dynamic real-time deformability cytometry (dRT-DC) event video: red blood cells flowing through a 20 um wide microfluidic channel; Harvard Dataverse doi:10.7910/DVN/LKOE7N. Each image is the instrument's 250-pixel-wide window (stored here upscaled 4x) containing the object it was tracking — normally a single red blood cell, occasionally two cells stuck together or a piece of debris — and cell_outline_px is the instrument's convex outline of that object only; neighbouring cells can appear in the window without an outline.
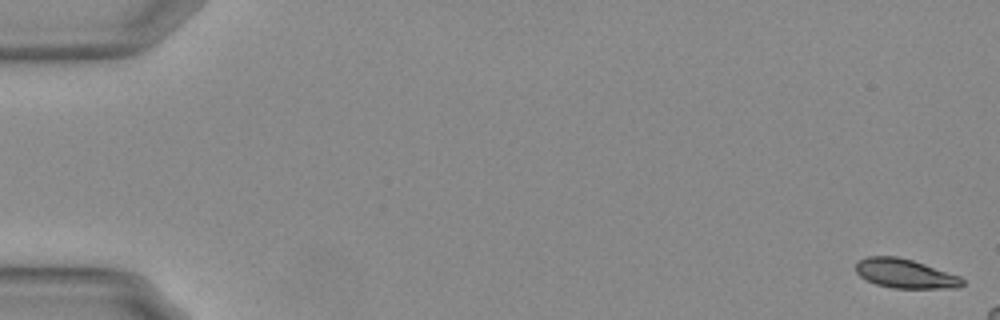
{"species": "Egyptian fruit bat (a non-hibernating species)", "species_latin": "Rousettus aegyptiacus", "temperature_condition": "warm", "stored_images_in_passage": 13, "camera_frame_rate_fps": 3000, "um_per_image_px": 0.085, "animal": {"sex": "female"}, "frame": {"image": 1, "passage_image": 1, "time_ms": 0.0, "image_size_px": [1000, 320], "cell_outline_px": [[964, 284], [960, 288], [892, 288], [876, 284], [860, 276], [856, 272], [856, 264], [860, 260], [868, 256], [896, 256], [912, 260], [960, 276], [964, 280]], "centroid_in_image_um": [76.96, 23.26], "position_along_channel_um": 8.0, "area_um2": 18.03}}